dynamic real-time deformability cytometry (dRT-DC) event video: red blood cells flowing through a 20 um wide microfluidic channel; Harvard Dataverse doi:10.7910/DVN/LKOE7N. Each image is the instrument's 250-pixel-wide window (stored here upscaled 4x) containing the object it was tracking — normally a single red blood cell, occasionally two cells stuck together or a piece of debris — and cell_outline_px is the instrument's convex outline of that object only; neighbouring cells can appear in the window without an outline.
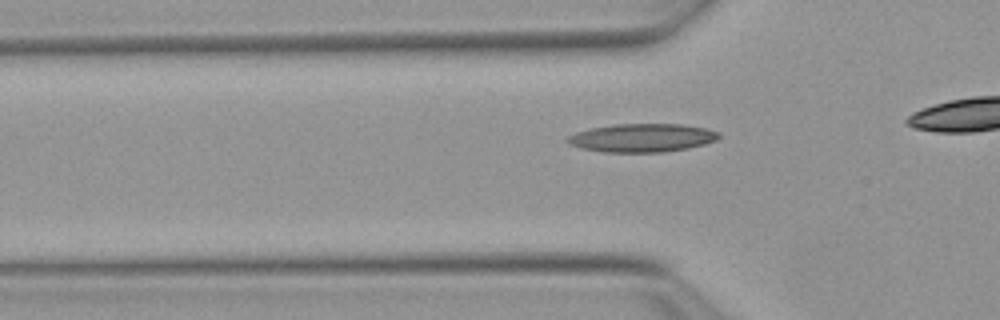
{"species": "Egyptian fruit bat (a non-hibernating species)", "species_latin": "Rousettus aegyptiacus", "temperature_condition": "warm", "stored_images_in_passage": 12, "camera_frame_rate_fps": 3000, "um_per_image_px": 0.085, "animal": {"sex": "female"}, "frame": {"image": 1, "passage_image": 4, "time_ms": 1.0, "image_size_px": [1000, 320], "cell_outline_px": [[720, 136], [716, 140], [704, 144], [688, 148], [664, 152], [604, 152], [580, 148], [568, 144], [564, 140], [568, 136], [576, 132], [592, 128], [616, 124], [680, 124], [704, 128], [720, 132]], "centroid_in_image_um": [54.55, 11.72], "position_along_channel_um": 71.3, "area_um2": 25.03}}
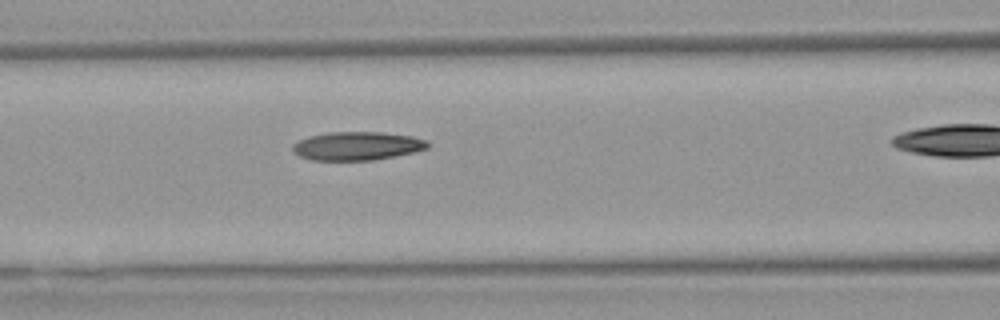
{"frame": {"image": 2, "passage_image": 9, "time_ms": 2.667, "image_size_px": [1000, 320], "cell_outline_px": [[428, 148], [416, 152], [396, 156], [372, 160], [312, 160], [300, 156], [292, 148], [292, 144], [308, 136], [328, 132], [380, 132], [412, 136], [428, 140]], "centroid_in_image_um": [30.39, 12.4], "position_along_channel_um": 136.2, "area_um2": 22.43}}